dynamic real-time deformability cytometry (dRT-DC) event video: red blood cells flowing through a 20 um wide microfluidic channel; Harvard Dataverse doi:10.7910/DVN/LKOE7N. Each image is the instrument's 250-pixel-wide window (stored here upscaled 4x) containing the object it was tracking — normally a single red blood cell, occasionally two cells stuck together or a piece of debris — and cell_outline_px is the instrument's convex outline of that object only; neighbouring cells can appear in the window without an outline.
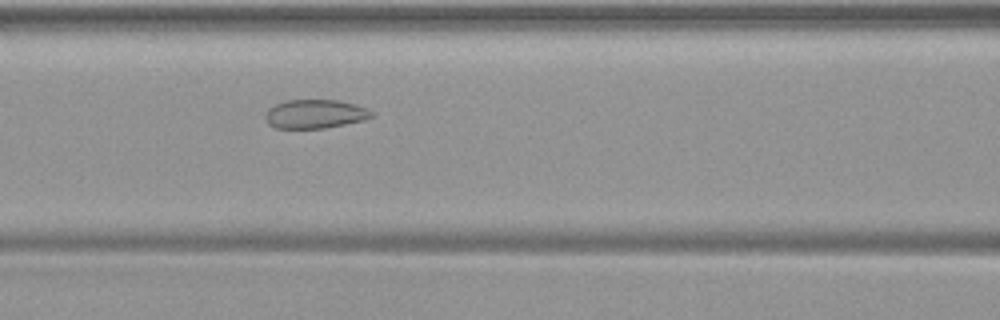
{"species": "common noctule bat (a hibernating species)", "species_latin": "Nyctalus noctula", "temperature_condition": "warm", "stored_images_in_passage": 33, "camera_frame_rate_fps": 3000, "um_per_image_px": 0.085, "animal": {"sex": "female", "body_mass_g": 19.9}, "frame": {"image": 1, "passage_image": 7, "time_ms": 2.0, "image_size_px": [1000, 320], "cell_outline_px": [[372, 116], [364, 120], [324, 128], [276, 128], [268, 124], [264, 116], [268, 108], [276, 104], [288, 100], [340, 100], [356, 104], [368, 108], [372, 112]], "centroid_in_image_um": [26.77, 9.68], "position_along_channel_um": 139.8, "area_um2": 17.86}}
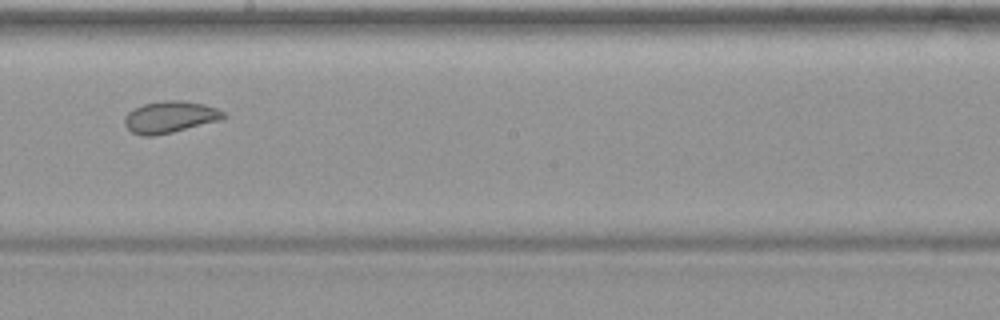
{"frame": {"image": 2, "passage_image": 14, "time_ms": 4.333, "image_size_px": [1000, 320], "cell_outline_px": [[228, 116], [220, 120], [172, 132], [152, 136], [140, 136], [132, 132], [124, 124], [124, 116], [128, 112], [144, 104], [168, 100], [180, 100], [204, 104], [216, 108], [224, 112]], "centroid_in_image_um": [14.45, 9.95], "position_along_channel_um": 233.8, "area_um2": 18.15}}
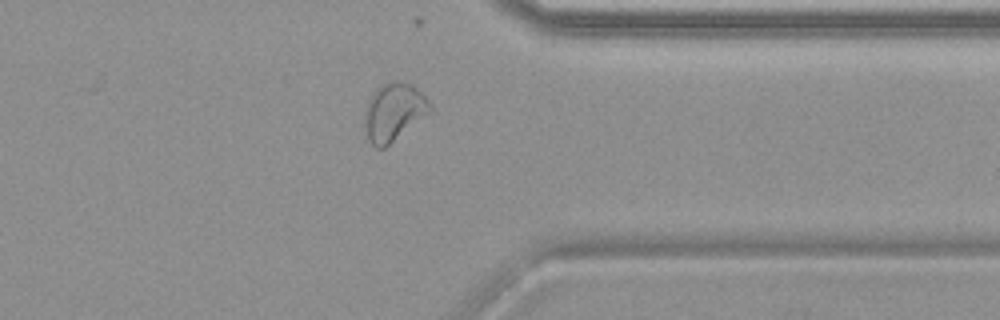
{"frame": {"image": 3, "passage_image": 25, "time_ms": 8.0, "image_size_px": [1000, 320], "cell_outline_px": [[432, 108], [428, 112], [384, 148], [376, 148], [368, 140], [364, 116], [364, 112], [368, 100], [372, 92], [376, 88], [384, 84], [396, 80], [400, 80], [412, 84], [432, 104]], "centroid_in_image_um": [33.43, 9.48], "position_along_channel_um": 378.0, "area_um2": 21.56}}